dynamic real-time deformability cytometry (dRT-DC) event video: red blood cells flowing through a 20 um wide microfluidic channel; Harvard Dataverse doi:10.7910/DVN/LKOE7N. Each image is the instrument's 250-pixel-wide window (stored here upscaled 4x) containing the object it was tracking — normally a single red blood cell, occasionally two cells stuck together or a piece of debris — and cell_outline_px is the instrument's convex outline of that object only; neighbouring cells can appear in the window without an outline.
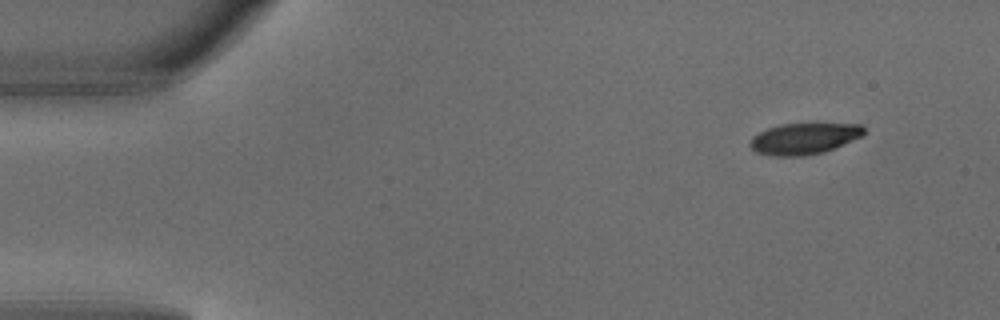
{"species": "common noctule bat (a hibernating species)", "species_latin": "Nyctalus noctula", "temperature_condition": "warm", "stored_images_in_passage": 5, "camera_frame_rate_fps": 3000, "um_per_image_px": 0.085, "animal": {"sex": "male", "body_mass_g": 18.8}, "frame": {"image": 1, "passage_image": 1, "time_ms": 0.0, "image_size_px": [1000, 320], "cell_outline_px": [[864, 136], [824, 152], [800, 156], [772, 156], [756, 152], [748, 144], [752, 136], [768, 128], [780, 124], [864, 124]], "centroid_in_image_um": [68.35, 11.78], "position_along_channel_um": 16.7, "area_um2": 20.75}}
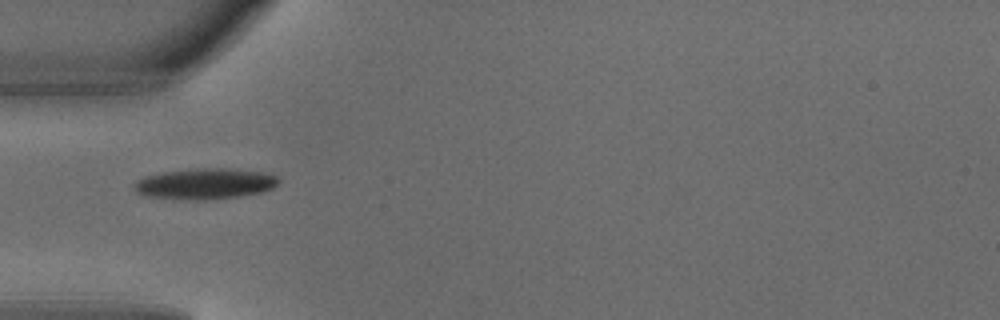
{"frame": {"image": 2, "passage_image": 4, "time_ms": 1.0, "image_size_px": [1000, 320], "cell_outline_px": [[280, 180], [272, 188], [260, 192], [240, 196], [204, 200], [196, 200], [148, 196], [136, 192], [132, 188], [132, 184], [136, 180], [144, 176], [160, 172], [192, 168], [228, 168], [260, 172], [276, 176]], "centroid_in_image_um": [17.36, 15.6], "position_along_channel_um": 67.6, "area_um2": 25.95}}
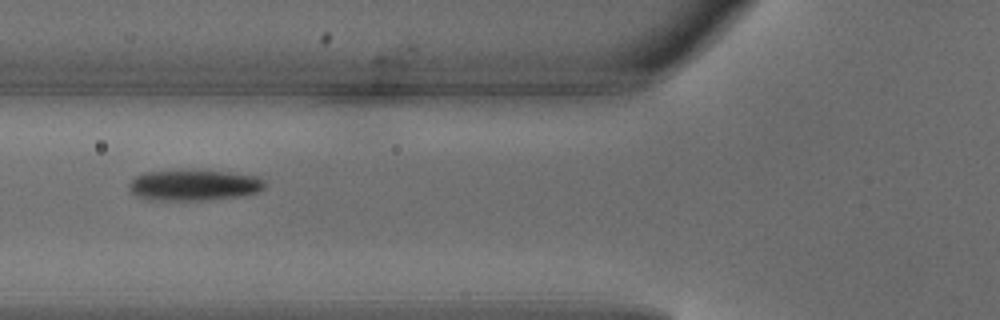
{"frame": {"image": 3, "passage_image": 5, "time_ms": 1.333, "image_size_px": [1000, 320], "cell_outline_px": [[264, 188], [260, 192], [244, 196], [208, 200], [148, 200], [132, 192], [128, 188], [128, 184], [136, 176], [144, 172], [192, 168], [228, 172], [260, 176], [264, 180]], "centroid_in_image_um": [16.52, 15.71], "position_along_channel_um": 109.3, "area_um2": 25.26}}